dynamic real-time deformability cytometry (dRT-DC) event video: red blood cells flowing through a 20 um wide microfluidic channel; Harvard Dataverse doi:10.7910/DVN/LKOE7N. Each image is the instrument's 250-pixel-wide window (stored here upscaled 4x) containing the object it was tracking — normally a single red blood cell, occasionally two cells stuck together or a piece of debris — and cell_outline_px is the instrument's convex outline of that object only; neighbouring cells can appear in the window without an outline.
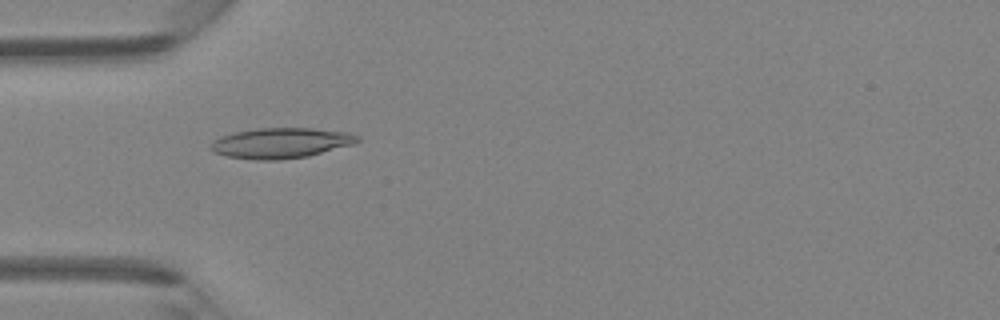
{"species": "Egyptian fruit bat (a non-hibernating species)", "species_latin": "Rousettus aegyptiacus", "temperature_condition": "room temperature", "stored_images_in_passage": 32, "camera_frame_rate_fps": 3000, "um_per_image_px": 0.085, "animal": {"sex": "female"}, "frame": {"image": 1, "passage_image": 1, "time_ms": 0.0, "image_size_px": [1000, 320], "cell_outline_px": [[360, 140], [352, 144], [308, 156], [280, 160], [256, 160], [228, 156], [216, 152], [208, 144], [220, 136], [236, 132], [260, 128], [312, 128], [348, 132], [360, 136]], "centroid_in_image_um": [23.89, 12.15], "position_along_channel_um": 61.1, "area_um2": 25.78}}
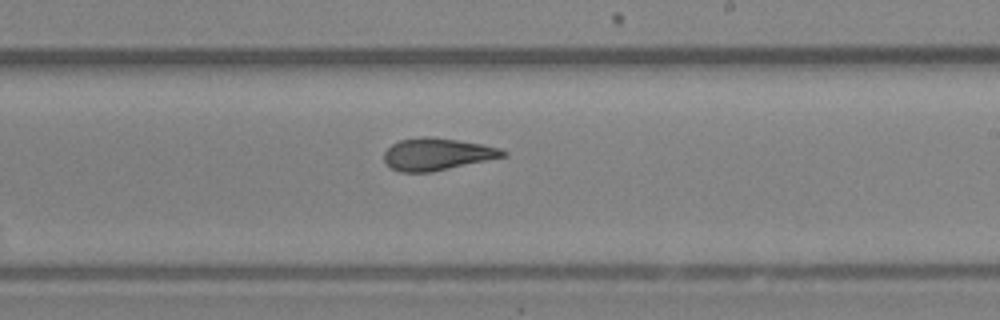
{"frame": {"image": 2, "passage_image": 14, "time_ms": 4.333, "image_size_px": [1000, 320], "cell_outline_px": [[508, 156], [432, 172], [400, 172], [392, 168], [384, 160], [384, 152], [392, 144], [400, 140], [424, 136], [432, 136], [480, 144], [500, 148], [508, 152]], "centroid_in_image_um": [37.17, 13.11], "position_along_channel_um": 251.8, "area_um2": 22.25}}
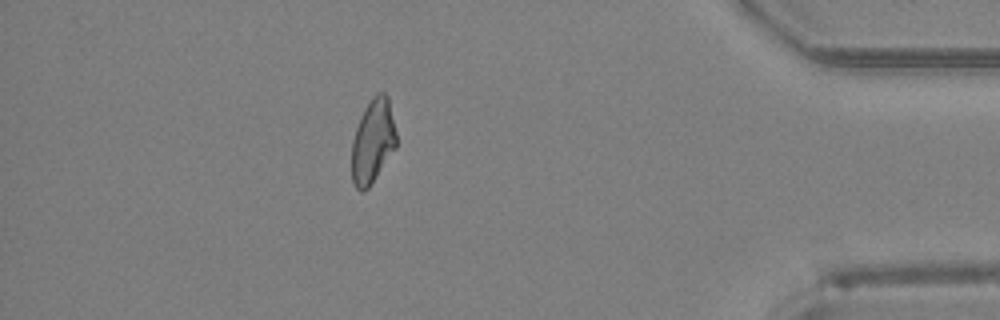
{"frame": {"image": 3, "passage_image": 27, "time_ms": 8.667, "image_size_px": [1000, 320], "cell_outline_px": [[396, 148], [368, 188], [360, 192], [356, 188], [352, 180], [352, 140], [360, 116], [364, 108], [372, 96], [376, 92], [384, 92], [388, 96], [396, 132]], "centroid_in_image_um": [31.69, 11.98], "position_along_channel_um": 403.5, "area_um2": 21.91}}